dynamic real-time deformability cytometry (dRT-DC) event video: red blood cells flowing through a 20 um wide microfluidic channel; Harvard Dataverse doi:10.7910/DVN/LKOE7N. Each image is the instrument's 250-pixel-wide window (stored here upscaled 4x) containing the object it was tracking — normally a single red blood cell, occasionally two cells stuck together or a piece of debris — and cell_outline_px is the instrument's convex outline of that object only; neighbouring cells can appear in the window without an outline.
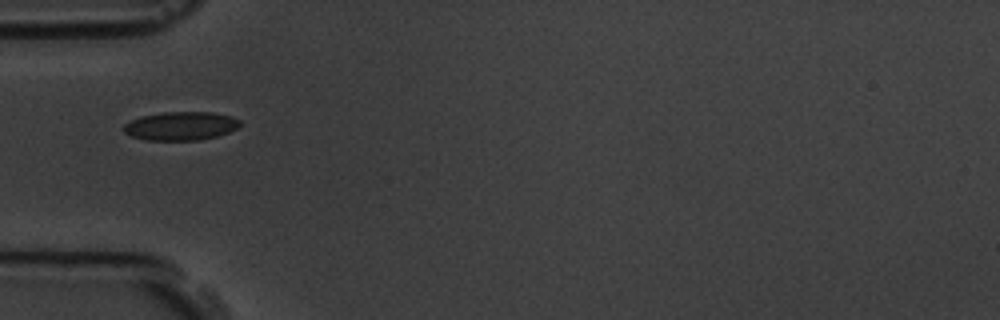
{"species": "common noctule bat (a hibernating species)", "species_latin": "Nyctalus noctula", "temperature_condition": "room temperature", "stored_images_in_passage": 5, "camera_frame_rate_fps": 3000, "um_per_image_px": 0.085, "animal": {"sex": "male", "body_mass_g": 19.5, "forearm_length_mm": 54.6}, "frame": {"image": 1, "passage_image": 1, "time_ms": 0.0, "image_size_px": [1000, 320], "cell_outline_px": [[240, 124], [236, 128], [228, 132], [216, 136], [200, 140], [144, 140], [132, 136], [124, 132], [124, 124], [140, 116], [164, 112], [212, 112], [232, 116], [240, 120]], "centroid_in_image_um": [15.36, 10.7], "position_along_channel_um": 69.6, "area_um2": 19.31}}
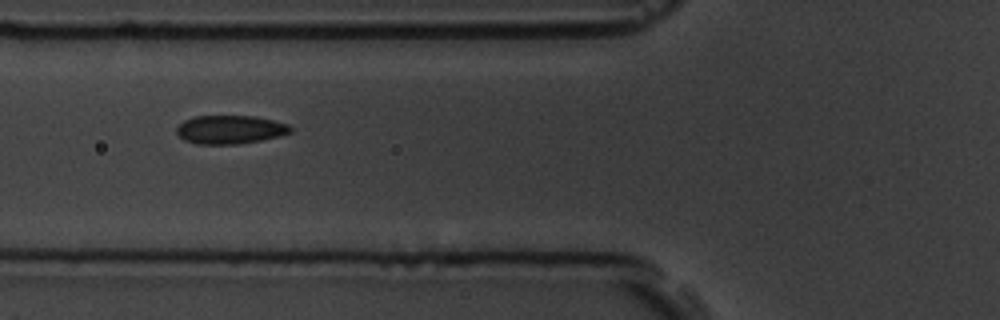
{"frame": {"image": 2, "passage_image": 2, "time_ms": 1.0, "image_size_px": [1000, 320], "cell_outline_px": [[292, 132], [280, 136], [240, 144], [196, 144], [184, 140], [176, 132], [176, 128], [184, 120], [196, 116], [256, 116], [288, 124], [292, 128]], "centroid_in_image_um": [19.56, 11.02], "position_along_channel_um": 106.2, "area_um2": 18.96}}
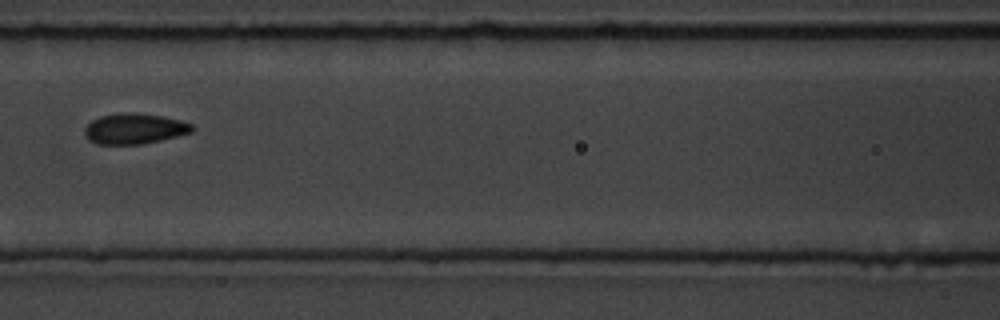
{"frame": {"image": 3, "passage_image": 3, "time_ms": 2.333, "image_size_px": [1000, 320], "cell_outline_px": [[196, 128], [192, 132], [160, 140], [140, 144], [96, 144], [88, 140], [84, 132], [84, 128], [92, 120], [100, 116], [124, 112], [132, 112], [164, 116], [180, 120], [192, 124]], "centroid_in_image_um": [11.43, 10.93], "position_along_channel_um": 155.2, "area_um2": 19.19}}